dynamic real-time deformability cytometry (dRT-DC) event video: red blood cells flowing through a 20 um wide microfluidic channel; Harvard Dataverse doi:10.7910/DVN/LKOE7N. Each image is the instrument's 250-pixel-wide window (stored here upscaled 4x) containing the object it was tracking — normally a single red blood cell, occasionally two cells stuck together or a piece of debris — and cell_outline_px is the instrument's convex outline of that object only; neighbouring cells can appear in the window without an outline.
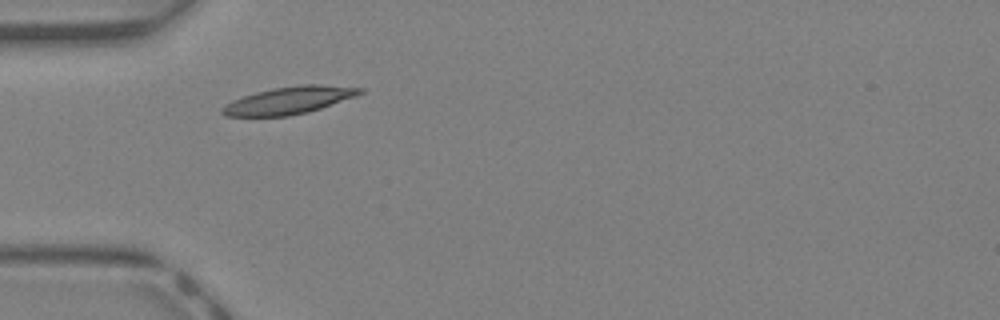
{"species": "Egyptian fruit bat (a non-hibernating species)", "species_latin": "Rousettus aegyptiacus", "temperature_condition": "warm", "stored_images_in_passage": 30, "camera_frame_rate_fps": 3000, "um_per_image_px": 0.085, "animal": {"sex": "female"}, "frame": {"image": 1, "passage_image": 1, "time_ms": 0.0, "image_size_px": [1000, 320], "cell_outline_px": [[364, 92], [356, 96], [308, 112], [288, 116], [224, 116], [220, 112], [220, 108], [232, 100], [256, 92], [272, 88], [300, 84], [320, 84], [364, 88]], "centroid_in_image_um": [24.56, 8.52], "position_along_channel_um": 60.4, "area_um2": 21.96}}
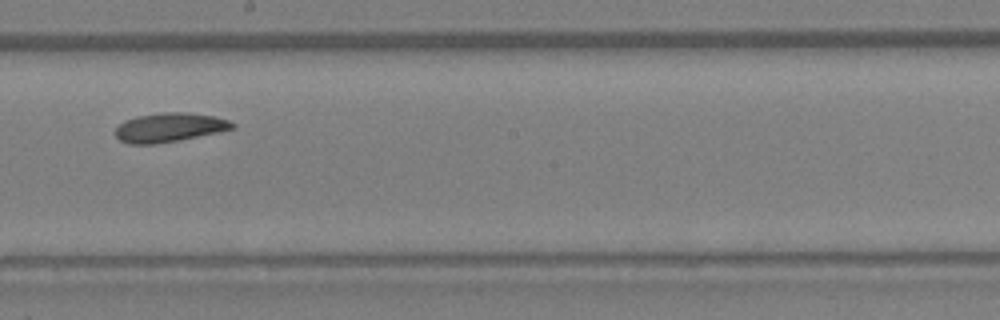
{"frame": {"image": 2, "passage_image": 12, "time_ms": 3.667, "image_size_px": [1000, 320], "cell_outline_px": [[236, 128], [176, 140], [152, 144], [128, 144], [120, 140], [116, 136], [116, 128], [124, 120], [136, 116], [160, 112], [188, 112], [212, 116], [228, 120], [236, 124]], "centroid_in_image_um": [14.37, 10.81], "position_along_channel_um": 233.8, "area_um2": 19.59}}
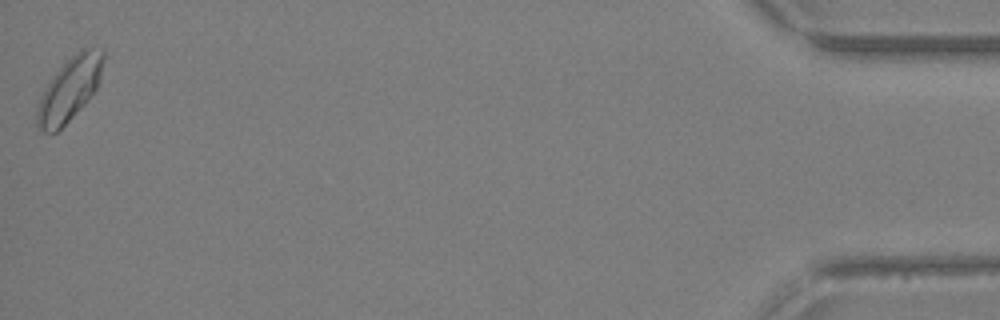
{"frame": {"image": 3, "passage_image": 30, "time_ms": 9.667, "image_size_px": [1000, 320], "cell_outline_px": [[104, 60], [100, 80], [96, 88], [84, 104], [56, 132], [44, 132], [36, 124], [36, 104], [52, 76], [80, 48], [104, 48]], "centroid_in_image_um": [5.91, 7.55], "position_along_channel_um": 429.3, "area_um2": 24.22}, "authors_computed_cell_mechanics": {"area_um2": 19.5653, "velocity_mm_per_s": 4.8363, "shape_relaxation_time_tau1_ms": 4.9534, "shape_relaxation_time_tau2_ms": 1.6398, "deformation_change_tau1": 0.113, "deformation_change_tau2": 0.0599}}